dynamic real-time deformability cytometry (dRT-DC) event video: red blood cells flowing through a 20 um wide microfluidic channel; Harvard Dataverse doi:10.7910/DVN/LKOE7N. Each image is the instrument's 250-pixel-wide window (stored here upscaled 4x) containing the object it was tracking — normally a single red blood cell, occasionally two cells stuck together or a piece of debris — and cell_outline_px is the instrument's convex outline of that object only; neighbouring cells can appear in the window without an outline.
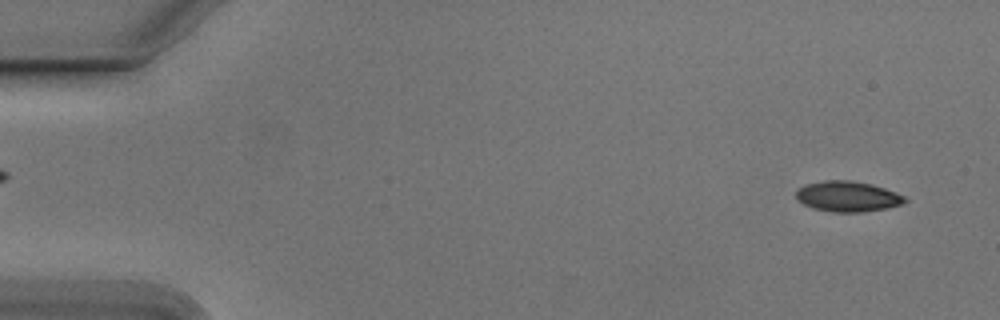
{"species": "Egyptian fruit bat (a non-hibernating species)", "species_latin": "Rousettus aegyptiacus", "temperature_condition": "cold", "stored_images_in_passage": 53, "camera_frame_rate_fps": 3000, "um_per_image_px": 0.085, "animal": {"sex": "male"}, "frame": {"image": 1, "passage_image": 3, "time_ms": 0.667, "image_size_px": [1000, 320], "cell_outline_px": [[908, 200], [900, 204], [884, 208], [860, 212], [832, 212], [812, 208], [796, 200], [796, 192], [804, 184], [824, 180], [852, 180], [872, 184], [896, 192], [904, 196]], "centroid_in_image_um": [72.01, 16.68], "position_along_channel_um": 13.0, "area_um2": 19.31}}
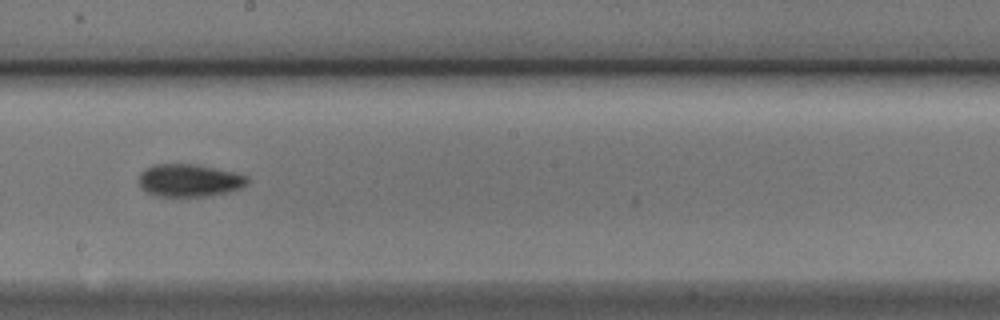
{"frame": {"image": 2, "passage_image": 30, "time_ms": 9.667, "image_size_px": [1000, 320], "cell_outline_px": [[248, 184], [244, 188], [232, 192], [208, 196], [156, 196], [140, 188], [140, 172], [144, 168], [152, 164], [196, 164], [236, 172], [248, 176]], "centroid_in_image_um": [16.14, 15.33], "position_along_channel_um": 232.1, "area_um2": 21.04}}
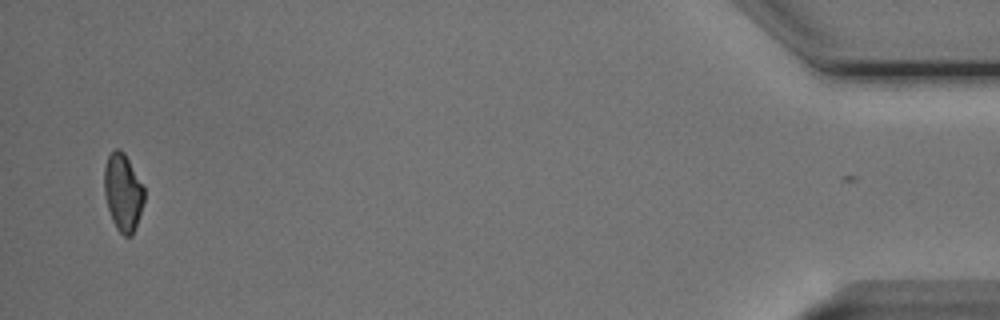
{"frame": {"image": 3, "passage_image": 52, "time_ms": 17.0, "image_size_px": [1000, 320], "cell_outline_px": [[144, 200], [132, 236], [124, 236], [116, 228], [112, 220], [108, 208], [104, 192], [104, 168], [108, 156], [116, 148], [120, 148], [124, 152], [144, 188]], "centroid_in_image_um": [10.43, 16.34], "position_along_channel_um": 424.8, "area_um2": 17.74}, "authors_computed_cell_mechanics": {"area_um2": 19.4786, "velocity_mm_per_s": 3.8072, "shape_relaxation_time_tau1_ms": 3.2201, "shape_relaxation_time_tau2_ms": 5.253, "deformation_change_tau1": 0.1065, "deformation_change_tau2": 0.1064}}